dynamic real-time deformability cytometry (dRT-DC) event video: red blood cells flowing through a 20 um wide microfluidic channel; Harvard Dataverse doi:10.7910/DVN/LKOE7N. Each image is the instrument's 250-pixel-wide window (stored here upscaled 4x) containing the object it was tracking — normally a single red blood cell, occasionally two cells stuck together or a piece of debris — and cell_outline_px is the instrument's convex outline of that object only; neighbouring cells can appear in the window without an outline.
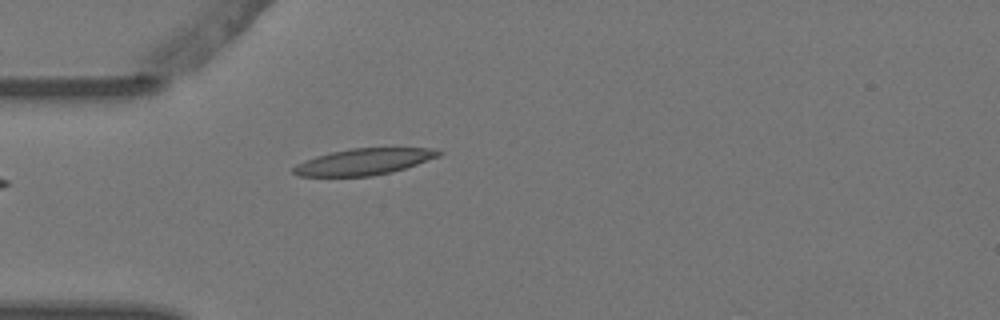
{"species": "Egyptian fruit bat (a non-hibernating species)", "species_latin": "Rousettus aegyptiacus", "temperature_condition": "warm", "stored_images_in_passage": 5, "camera_frame_rate_fps": 3000, "um_per_image_px": 0.085, "animal": {"sex": "female"}, "frame": {"image": 1, "passage_image": 5, "time_ms": 1.333, "image_size_px": [1000, 320], "cell_outline_px": [[444, 152], [440, 156], [392, 172], [368, 176], [300, 176], [292, 172], [292, 168], [296, 164], [304, 160], [316, 156], [332, 152], [352, 148], [432, 148]], "centroid_in_image_um": [30.92, 13.74], "position_along_channel_um": 54.1, "area_um2": 22.14}}